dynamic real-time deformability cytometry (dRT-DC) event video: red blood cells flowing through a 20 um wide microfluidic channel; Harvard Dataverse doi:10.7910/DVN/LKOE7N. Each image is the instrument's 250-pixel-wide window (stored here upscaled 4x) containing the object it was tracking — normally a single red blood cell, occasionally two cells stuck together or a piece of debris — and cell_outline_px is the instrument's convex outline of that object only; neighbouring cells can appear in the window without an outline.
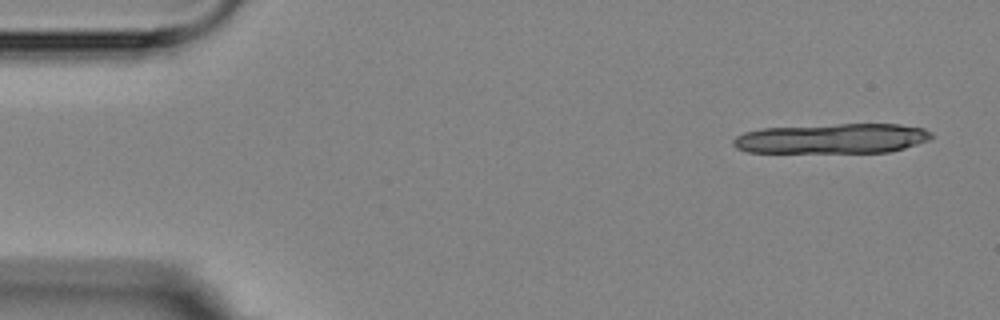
{"species": "Egyptian fruit bat (a non-hibernating species)", "species_latin": "Rousettus aegyptiacus", "temperature_condition": "room temperature", "stored_images_in_passage": 4, "camera_frame_rate_fps": 3000, "um_per_image_px": 0.085, "animal": {"sex": "female"}, "frame": {"image": 1, "passage_image": 1, "time_ms": 0.0, "image_size_px": [1000, 320], "cell_outline_px": [[932, 136], [928, 140], [904, 148], [888, 152], [748, 152], [736, 148], [732, 144], [732, 140], [736, 136], [744, 132], [764, 128], [840, 124], [900, 124], [924, 128], [932, 132]], "centroid_in_image_um": [70.73, 11.77], "position_along_channel_um": 14.3, "area_um2": 34.45}}